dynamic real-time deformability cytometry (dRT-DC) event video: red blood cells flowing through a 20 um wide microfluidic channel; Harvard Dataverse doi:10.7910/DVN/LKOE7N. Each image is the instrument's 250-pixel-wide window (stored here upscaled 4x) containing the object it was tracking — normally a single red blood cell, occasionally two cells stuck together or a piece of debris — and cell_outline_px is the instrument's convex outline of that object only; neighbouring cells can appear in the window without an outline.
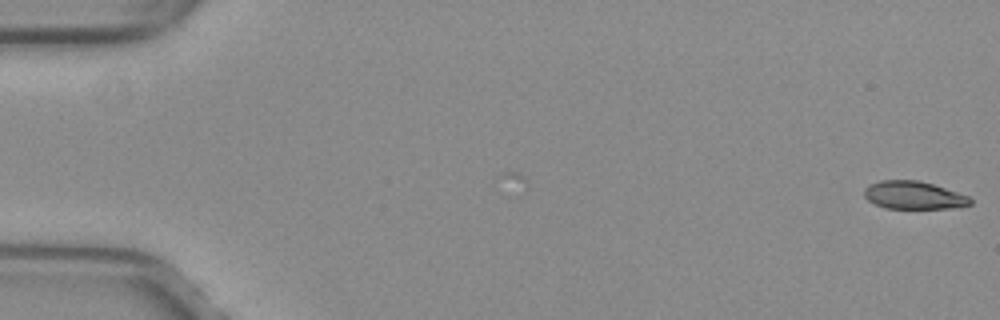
{"species": "common noctule bat (a hibernating species)", "species_latin": "Nyctalus noctula", "temperature_condition": "warm", "stored_images_in_passage": 6, "camera_frame_rate_fps": 3000, "um_per_image_px": 0.085, "animal": {"sex": "female", "body_mass_g": 29.2, "forearm_length_mm": 56.3}, "frame": {"image": 1, "passage_image": 6, "time_ms": 1.667, "image_size_px": [1000, 320], "cell_outline_px": [[972, 204], [952, 208], [884, 208], [868, 200], [864, 196], [864, 188], [868, 184], [880, 180], [920, 180], [968, 196], [972, 200]], "centroid_in_image_um": [77.62, 16.59], "position_along_channel_um": 7.4, "area_um2": 17.17}}